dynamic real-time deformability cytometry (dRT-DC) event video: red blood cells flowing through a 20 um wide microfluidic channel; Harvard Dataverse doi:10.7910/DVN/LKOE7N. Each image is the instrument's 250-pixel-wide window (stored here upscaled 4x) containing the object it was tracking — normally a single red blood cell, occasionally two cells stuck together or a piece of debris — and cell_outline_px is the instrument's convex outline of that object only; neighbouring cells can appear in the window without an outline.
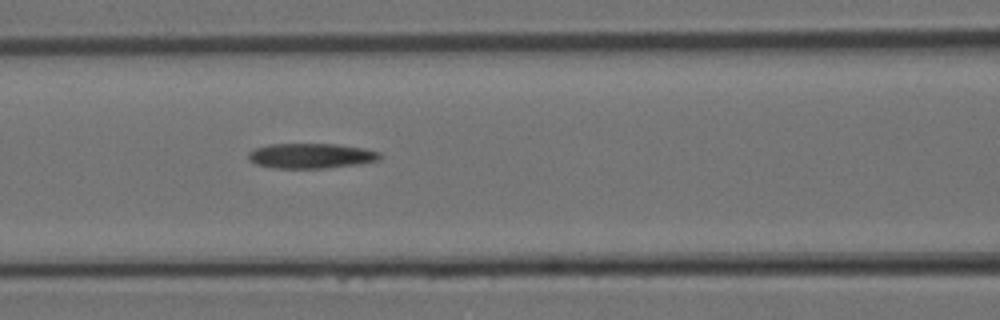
{"species": "Egyptian fruit bat (a non-hibernating species)", "species_latin": "Rousettus aegyptiacus", "temperature_condition": "room temperature", "stored_images_in_passage": 9, "segment_of_instrument_passage": [1, 2], "camera_frame_rate_fps": 3000, "um_per_image_px": 0.085, "animal": {"sex": "female"}, "frame": {"image": 1, "passage_image": 8, "time_ms": 2.333, "image_size_px": [1000, 320], "cell_outline_px": [[384, 156], [380, 160], [360, 164], [328, 168], [272, 168], [256, 164], [248, 160], [248, 152], [252, 148], [268, 144], [336, 144], [364, 148], [380, 152]], "centroid_in_image_um": [26.44, 13.24], "position_along_channel_um": 140.2, "area_um2": 19.59}}